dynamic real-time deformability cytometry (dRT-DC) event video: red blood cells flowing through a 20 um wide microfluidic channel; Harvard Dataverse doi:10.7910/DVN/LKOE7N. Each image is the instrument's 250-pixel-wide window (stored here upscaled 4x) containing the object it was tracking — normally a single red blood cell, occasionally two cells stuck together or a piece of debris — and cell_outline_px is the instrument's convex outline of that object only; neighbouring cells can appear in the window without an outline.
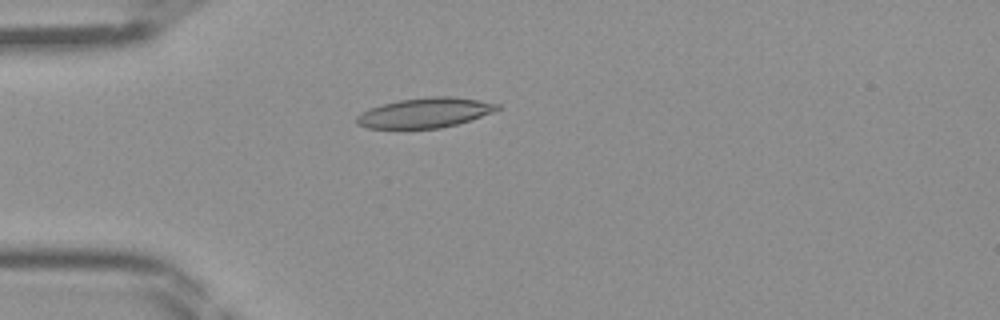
{"species": "Egyptian fruit bat (a non-hibernating species)", "species_latin": "Rousettus aegyptiacus", "temperature_condition": "room temperature", "stored_images_in_passage": 35, "camera_frame_rate_fps": 3000, "um_per_image_px": 0.085, "frame": {"image": 1, "passage_image": 2, "time_ms": 0.333, "image_size_px": [1000, 320], "cell_outline_px": [[500, 108], [492, 112], [456, 124], [440, 128], [368, 128], [356, 124], [356, 116], [368, 108], [400, 100], [432, 96], [448, 96], [480, 100], [500, 104]], "centroid_in_image_um": [36.1, 9.58], "position_along_channel_um": 48.9, "area_um2": 24.22}}
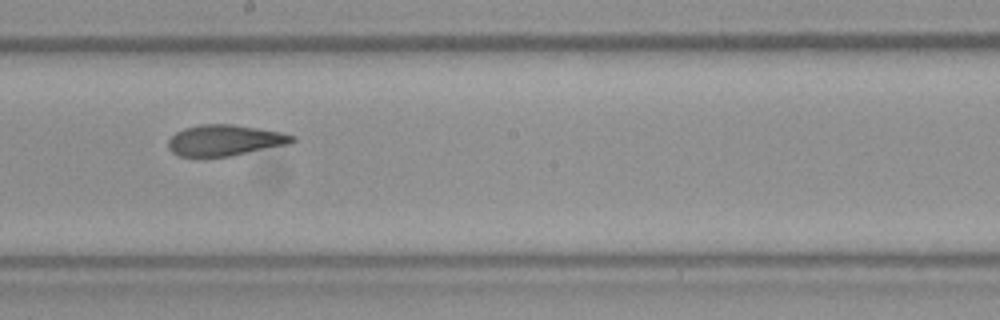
{"frame": {"image": 2, "passage_image": 15, "time_ms": 4.667, "image_size_px": [1000, 320], "cell_outline_px": [[296, 140], [288, 144], [232, 156], [180, 156], [172, 152], [168, 148], [168, 140], [176, 132], [184, 128], [200, 124], [232, 124], [260, 128], [280, 132], [296, 136]], "centroid_in_image_um": [19.12, 11.92], "position_along_channel_um": 229.1, "area_um2": 22.37}}
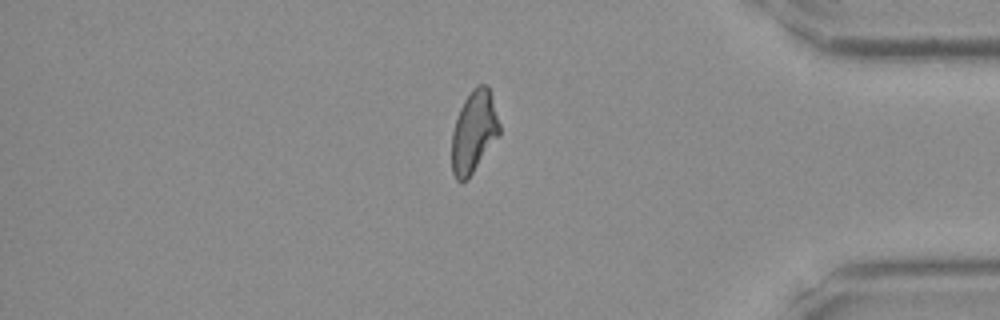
{"frame": {"image": 3, "passage_image": 28, "time_ms": 9.0, "image_size_px": [1000, 320], "cell_outline_px": [[500, 136], [472, 172], [460, 184], [456, 180], [452, 172], [452, 132], [460, 108], [464, 100], [472, 88], [476, 84], [484, 84], [488, 88], [500, 124]], "centroid_in_image_um": [40.27, 11.2], "position_along_channel_um": 394.9, "area_um2": 22.54}}